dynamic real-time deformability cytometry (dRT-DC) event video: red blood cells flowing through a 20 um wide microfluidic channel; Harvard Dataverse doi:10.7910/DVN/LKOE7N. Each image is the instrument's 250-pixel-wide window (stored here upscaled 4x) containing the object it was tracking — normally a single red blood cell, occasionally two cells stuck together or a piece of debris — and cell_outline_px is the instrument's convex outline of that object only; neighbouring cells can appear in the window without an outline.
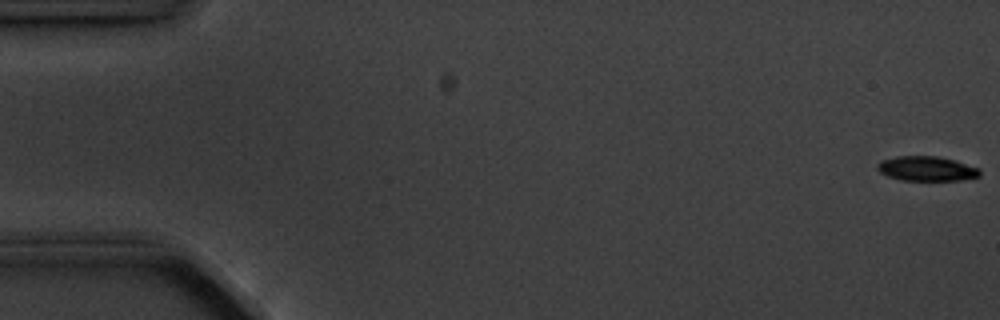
{"species": "common noctule bat (a hibernating species)", "species_latin": "Nyctalus noctula", "temperature_condition": "cold", "stored_images_in_passage": 6, "camera_frame_rate_fps": 3000, "um_per_image_px": 0.085, "animal": {"sex": "male", "body_mass_g": 20.1, "forearm_length_mm": 53.5}, "frame": {"image": 1, "passage_image": 1, "time_ms": 0.0, "image_size_px": [1000, 320], "cell_outline_px": [[980, 176], [960, 180], [900, 180], [888, 176], [880, 172], [876, 168], [876, 164], [880, 160], [896, 156], [940, 156], [980, 168]], "centroid_in_image_um": [78.73, 14.33], "position_along_channel_um": 6.3, "area_um2": 14.8}}
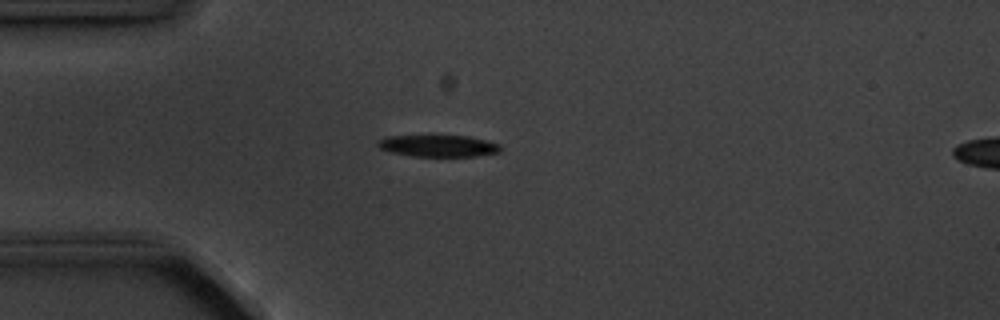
{"frame": {"image": 2, "passage_image": 5, "time_ms": 4.667, "image_size_px": [1000, 320], "cell_outline_px": [[500, 152], [476, 156], [412, 156], [392, 152], [380, 148], [376, 144], [384, 136], [468, 136], [500, 144]], "centroid_in_image_um": [37.25, 12.4], "position_along_channel_um": 47.7, "area_um2": 15.32}}